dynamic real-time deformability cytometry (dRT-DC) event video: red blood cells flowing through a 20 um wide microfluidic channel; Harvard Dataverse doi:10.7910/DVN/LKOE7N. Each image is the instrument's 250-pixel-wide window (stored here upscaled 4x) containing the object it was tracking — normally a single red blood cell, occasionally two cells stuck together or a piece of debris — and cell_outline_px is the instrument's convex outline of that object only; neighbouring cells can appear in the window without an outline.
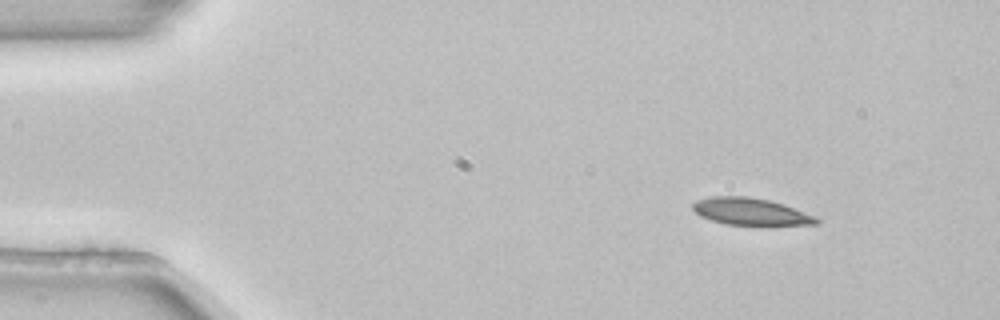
{"species": "common noctule bat (a hibernating species)", "species_latin": "Nyctalus noctula", "temperature_condition": "room temperature", "stored_images_in_passage": 2, "camera_frame_rate_fps": 3000, "um_per_image_px": 0.085, "animal": {"sex": "female", "body_mass_g": 22.7, "forearm_length_mm": 54.2}, "frame": {"image": 1, "passage_image": 1, "time_ms": 0.0, "image_size_px": [1000, 320], "cell_outline_px": [[820, 220], [816, 224], [768, 228], [764, 228], [724, 224], [700, 216], [692, 208], [692, 204], [696, 200], [712, 196], [748, 196], [768, 200], [784, 204], [816, 216]], "centroid_in_image_um": [63.88, 18.04], "position_along_channel_um": 21.1, "area_um2": 20.58}}